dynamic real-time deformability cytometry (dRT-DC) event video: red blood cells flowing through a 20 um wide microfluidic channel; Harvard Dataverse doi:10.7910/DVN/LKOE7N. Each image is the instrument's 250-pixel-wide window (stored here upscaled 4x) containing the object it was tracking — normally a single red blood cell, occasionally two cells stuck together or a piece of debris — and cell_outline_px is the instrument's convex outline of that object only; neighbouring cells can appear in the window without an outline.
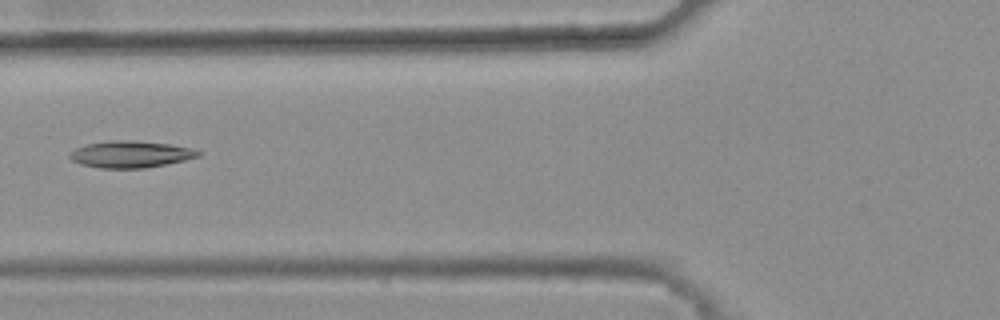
{"species": "common noctule bat (a hibernating species)", "species_latin": "Nyctalus noctula", "temperature_condition": "warm", "stored_images_in_passage": 8, "camera_frame_rate_fps": 3000, "um_per_image_px": 0.085, "animal": {"sex": "female", "body_mass_g": 25.1}, "frame": {"image": 1, "passage_image": 7, "time_ms": 2.0, "image_size_px": [1000, 320], "cell_outline_px": [[200, 156], [184, 160], [144, 168], [100, 168], [80, 164], [72, 160], [68, 156], [76, 148], [88, 144], [112, 140], [128, 140], [168, 144], [192, 148], [200, 152]], "centroid_in_image_um": [11.08, 13.12], "position_along_channel_um": 114.7, "area_um2": 19.71}}
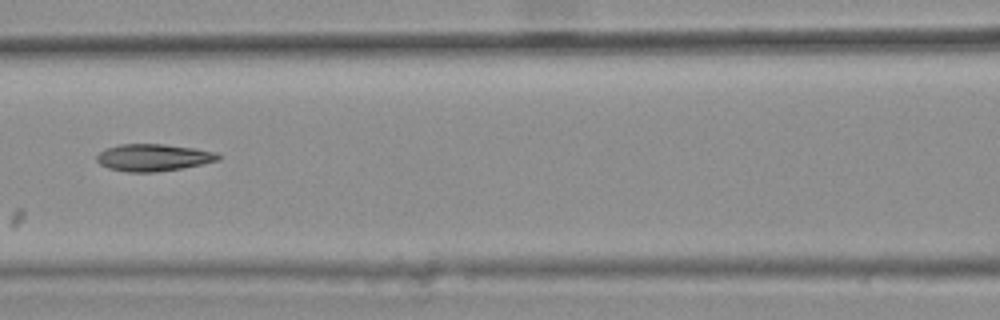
{"frame": {"image": 2, "passage_image": 8, "time_ms": 2.333, "image_size_px": [1000, 320], "cell_outline_px": [[220, 160], [180, 168], [156, 172], [128, 172], [108, 168], [100, 164], [96, 160], [96, 156], [100, 152], [108, 148], [120, 144], [164, 144], [196, 148], [216, 152], [220, 156]], "centroid_in_image_um": [13.03, 13.38], "position_along_channel_um": 153.6, "area_um2": 19.07}}